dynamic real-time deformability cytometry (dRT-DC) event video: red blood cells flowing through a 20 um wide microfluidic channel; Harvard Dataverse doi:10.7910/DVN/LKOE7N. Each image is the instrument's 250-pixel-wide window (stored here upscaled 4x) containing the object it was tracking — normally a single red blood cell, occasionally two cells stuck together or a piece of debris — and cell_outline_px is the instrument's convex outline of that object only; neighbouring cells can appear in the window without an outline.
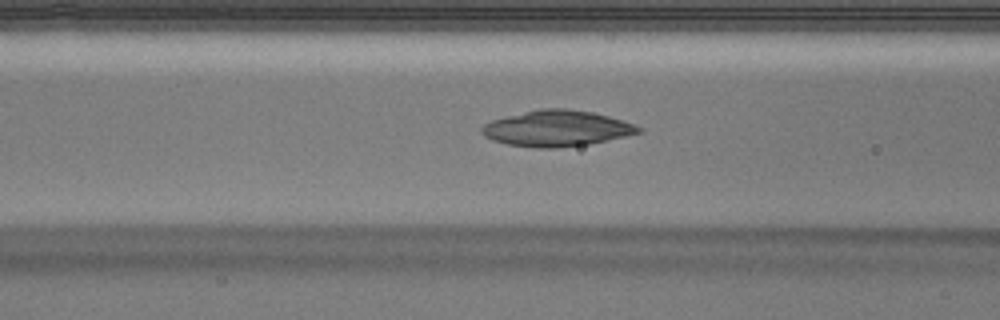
{"species": "Egyptian fruit bat (a non-hibernating species)", "species_latin": "Rousettus aegyptiacus", "temperature_condition": "warm", "stored_images_in_passage": 38, "camera_frame_rate_fps": 3000, "um_per_image_px": 0.085, "animal": {"sex": "male"}, "frame": {"image": 1, "passage_image": 7, "time_ms": 2.0, "image_size_px": [1000, 320], "cell_outline_px": [[644, 132], [628, 136], [588, 144], [556, 148], [536, 148], [508, 144], [492, 140], [484, 136], [480, 132], [480, 128], [484, 124], [492, 120], [540, 108], [568, 108], [592, 112], [624, 120], [644, 128]], "centroid_in_image_um": [47.37, 10.91], "position_along_channel_um": 119.2, "area_um2": 33.0}}
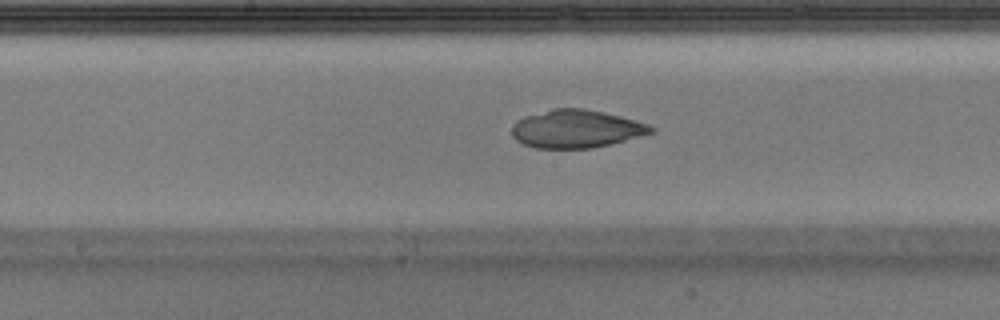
{"frame": {"image": 2, "passage_image": 13, "time_ms": 4.0, "image_size_px": [1000, 320], "cell_outline_px": [[656, 132], [592, 148], [536, 148], [524, 144], [516, 140], [512, 136], [512, 128], [516, 120], [524, 116], [552, 108], [584, 108], [604, 112], [636, 120], [648, 124], [656, 128]], "centroid_in_image_um": [48.97, 10.94], "position_along_channel_um": 199.2, "area_um2": 30.87}}
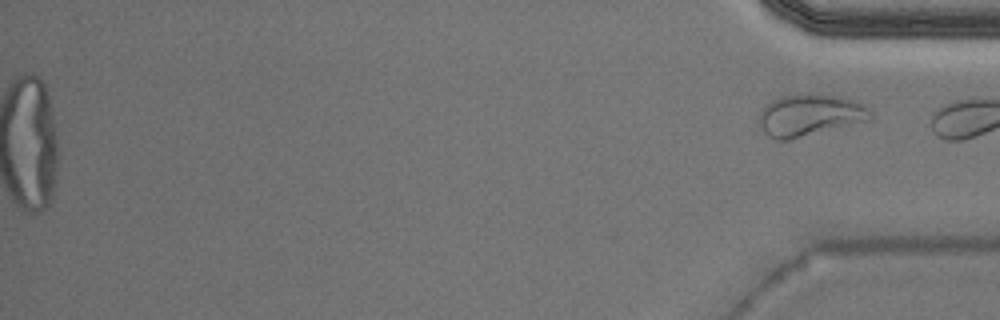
{"frame": {"image": 3, "passage_image": 38, "time_ms": 12.333, "image_size_px": [1000, 320], "cell_outline_px": [[872, 120], [788, 140], [776, 140], [768, 136], [764, 132], [760, 124], [760, 116], [764, 104], [780, 96], [840, 96], [864, 104], [872, 112]], "centroid_in_image_um": [68.86, 9.82], "position_along_channel_um": 366.3, "area_um2": 26.65}}